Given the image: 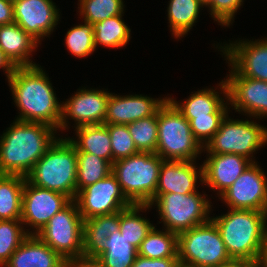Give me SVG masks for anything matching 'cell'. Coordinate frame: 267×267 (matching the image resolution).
Returning <instances> with one entry per match:
<instances>
[{
  "instance_id": "obj_1",
  "label": "cell",
  "mask_w": 267,
  "mask_h": 267,
  "mask_svg": "<svg viewBox=\"0 0 267 267\" xmlns=\"http://www.w3.org/2000/svg\"><path fill=\"white\" fill-rule=\"evenodd\" d=\"M7 82L20 111L15 120L41 122L59 130L62 103L40 64L15 67Z\"/></svg>"
},
{
  "instance_id": "obj_2",
  "label": "cell",
  "mask_w": 267,
  "mask_h": 267,
  "mask_svg": "<svg viewBox=\"0 0 267 267\" xmlns=\"http://www.w3.org/2000/svg\"><path fill=\"white\" fill-rule=\"evenodd\" d=\"M57 133L45 123L14 119L0 135V174L26 177L58 138Z\"/></svg>"
},
{
  "instance_id": "obj_3",
  "label": "cell",
  "mask_w": 267,
  "mask_h": 267,
  "mask_svg": "<svg viewBox=\"0 0 267 267\" xmlns=\"http://www.w3.org/2000/svg\"><path fill=\"white\" fill-rule=\"evenodd\" d=\"M211 220L232 260L256 263L266 235L265 211L229 209Z\"/></svg>"
},
{
  "instance_id": "obj_4",
  "label": "cell",
  "mask_w": 267,
  "mask_h": 267,
  "mask_svg": "<svg viewBox=\"0 0 267 267\" xmlns=\"http://www.w3.org/2000/svg\"><path fill=\"white\" fill-rule=\"evenodd\" d=\"M60 137L36 162L26 176V180L35 186L62 193L71 200H75L77 197V152L67 137L61 135Z\"/></svg>"
},
{
  "instance_id": "obj_5",
  "label": "cell",
  "mask_w": 267,
  "mask_h": 267,
  "mask_svg": "<svg viewBox=\"0 0 267 267\" xmlns=\"http://www.w3.org/2000/svg\"><path fill=\"white\" fill-rule=\"evenodd\" d=\"M162 161L156 153L138 152L112 163V173L132 204H149L153 200Z\"/></svg>"
},
{
  "instance_id": "obj_6",
  "label": "cell",
  "mask_w": 267,
  "mask_h": 267,
  "mask_svg": "<svg viewBox=\"0 0 267 267\" xmlns=\"http://www.w3.org/2000/svg\"><path fill=\"white\" fill-rule=\"evenodd\" d=\"M203 146L192 134L190 122L167 99L158 109L156 154L163 160L196 161Z\"/></svg>"
},
{
  "instance_id": "obj_7",
  "label": "cell",
  "mask_w": 267,
  "mask_h": 267,
  "mask_svg": "<svg viewBox=\"0 0 267 267\" xmlns=\"http://www.w3.org/2000/svg\"><path fill=\"white\" fill-rule=\"evenodd\" d=\"M207 198V194L199 191L155 194L149 205L156 206L161 220L158 222L163 223L164 229L179 234L211 219L212 202Z\"/></svg>"
},
{
  "instance_id": "obj_8",
  "label": "cell",
  "mask_w": 267,
  "mask_h": 267,
  "mask_svg": "<svg viewBox=\"0 0 267 267\" xmlns=\"http://www.w3.org/2000/svg\"><path fill=\"white\" fill-rule=\"evenodd\" d=\"M266 144V126L258 124L256 120L250 121L248 118L233 119L228 113L221 122L219 130L203 147V153L238 154L256 162L255 152Z\"/></svg>"
},
{
  "instance_id": "obj_9",
  "label": "cell",
  "mask_w": 267,
  "mask_h": 267,
  "mask_svg": "<svg viewBox=\"0 0 267 267\" xmlns=\"http://www.w3.org/2000/svg\"><path fill=\"white\" fill-rule=\"evenodd\" d=\"M179 263L190 267H218L232 261L210 219L178 234Z\"/></svg>"
},
{
  "instance_id": "obj_10",
  "label": "cell",
  "mask_w": 267,
  "mask_h": 267,
  "mask_svg": "<svg viewBox=\"0 0 267 267\" xmlns=\"http://www.w3.org/2000/svg\"><path fill=\"white\" fill-rule=\"evenodd\" d=\"M36 235L66 261L83 257V219L72 200Z\"/></svg>"
},
{
  "instance_id": "obj_11",
  "label": "cell",
  "mask_w": 267,
  "mask_h": 267,
  "mask_svg": "<svg viewBox=\"0 0 267 267\" xmlns=\"http://www.w3.org/2000/svg\"><path fill=\"white\" fill-rule=\"evenodd\" d=\"M79 88L61 106V118L59 122V132L69 129V120H74L73 128L84 125L105 124L107 102L110 91L103 88Z\"/></svg>"
},
{
  "instance_id": "obj_12",
  "label": "cell",
  "mask_w": 267,
  "mask_h": 267,
  "mask_svg": "<svg viewBox=\"0 0 267 267\" xmlns=\"http://www.w3.org/2000/svg\"><path fill=\"white\" fill-rule=\"evenodd\" d=\"M75 201L83 220L120 212L132 205L112 172L104 179L81 189Z\"/></svg>"
},
{
  "instance_id": "obj_13",
  "label": "cell",
  "mask_w": 267,
  "mask_h": 267,
  "mask_svg": "<svg viewBox=\"0 0 267 267\" xmlns=\"http://www.w3.org/2000/svg\"><path fill=\"white\" fill-rule=\"evenodd\" d=\"M71 201L62 193L35 186L25 180L21 205V221L25 231L36 234Z\"/></svg>"
},
{
  "instance_id": "obj_14",
  "label": "cell",
  "mask_w": 267,
  "mask_h": 267,
  "mask_svg": "<svg viewBox=\"0 0 267 267\" xmlns=\"http://www.w3.org/2000/svg\"><path fill=\"white\" fill-rule=\"evenodd\" d=\"M226 79L229 107L248 118H267V82L241 76L231 65ZM231 105V106H230Z\"/></svg>"
},
{
  "instance_id": "obj_15",
  "label": "cell",
  "mask_w": 267,
  "mask_h": 267,
  "mask_svg": "<svg viewBox=\"0 0 267 267\" xmlns=\"http://www.w3.org/2000/svg\"><path fill=\"white\" fill-rule=\"evenodd\" d=\"M258 162H252L219 199L230 209L265 211L267 176Z\"/></svg>"
},
{
  "instance_id": "obj_16",
  "label": "cell",
  "mask_w": 267,
  "mask_h": 267,
  "mask_svg": "<svg viewBox=\"0 0 267 267\" xmlns=\"http://www.w3.org/2000/svg\"><path fill=\"white\" fill-rule=\"evenodd\" d=\"M253 40L239 39L223 46L218 43L215 48L241 76L267 82V37Z\"/></svg>"
},
{
  "instance_id": "obj_17",
  "label": "cell",
  "mask_w": 267,
  "mask_h": 267,
  "mask_svg": "<svg viewBox=\"0 0 267 267\" xmlns=\"http://www.w3.org/2000/svg\"><path fill=\"white\" fill-rule=\"evenodd\" d=\"M60 9L52 0H16L13 2L14 22L40 44L60 23ZM60 18V19H59Z\"/></svg>"
},
{
  "instance_id": "obj_18",
  "label": "cell",
  "mask_w": 267,
  "mask_h": 267,
  "mask_svg": "<svg viewBox=\"0 0 267 267\" xmlns=\"http://www.w3.org/2000/svg\"><path fill=\"white\" fill-rule=\"evenodd\" d=\"M168 98H152L143 94L120 95L110 93L105 124L127 125L154 115Z\"/></svg>"
},
{
  "instance_id": "obj_19",
  "label": "cell",
  "mask_w": 267,
  "mask_h": 267,
  "mask_svg": "<svg viewBox=\"0 0 267 267\" xmlns=\"http://www.w3.org/2000/svg\"><path fill=\"white\" fill-rule=\"evenodd\" d=\"M196 161L163 160L159 170L155 194H189L198 191V183L203 186V165Z\"/></svg>"
},
{
  "instance_id": "obj_20",
  "label": "cell",
  "mask_w": 267,
  "mask_h": 267,
  "mask_svg": "<svg viewBox=\"0 0 267 267\" xmlns=\"http://www.w3.org/2000/svg\"><path fill=\"white\" fill-rule=\"evenodd\" d=\"M203 165V185L216 191L219 197L252 163L238 154H207Z\"/></svg>"
},
{
  "instance_id": "obj_21",
  "label": "cell",
  "mask_w": 267,
  "mask_h": 267,
  "mask_svg": "<svg viewBox=\"0 0 267 267\" xmlns=\"http://www.w3.org/2000/svg\"><path fill=\"white\" fill-rule=\"evenodd\" d=\"M213 88L214 87L204 88L194 93L192 92L188 98L183 99V102L176 101V99L171 96L167 98L185 118L226 116L230 111V107L228 106L227 85L225 80H221L218 86L215 87L216 89ZM217 89H219L220 92H218ZM219 94H222L223 97Z\"/></svg>"
},
{
  "instance_id": "obj_22",
  "label": "cell",
  "mask_w": 267,
  "mask_h": 267,
  "mask_svg": "<svg viewBox=\"0 0 267 267\" xmlns=\"http://www.w3.org/2000/svg\"><path fill=\"white\" fill-rule=\"evenodd\" d=\"M66 260L36 234H29L3 267H65Z\"/></svg>"
},
{
  "instance_id": "obj_23",
  "label": "cell",
  "mask_w": 267,
  "mask_h": 267,
  "mask_svg": "<svg viewBox=\"0 0 267 267\" xmlns=\"http://www.w3.org/2000/svg\"><path fill=\"white\" fill-rule=\"evenodd\" d=\"M38 45L41 44L15 22L0 25V48L15 67L38 65L32 60Z\"/></svg>"
},
{
  "instance_id": "obj_24",
  "label": "cell",
  "mask_w": 267,
  "mask_h": 267,
  "mask_svg": "<svg viewBox=\"0 0 267 267\" xmlns=\"http://www.w3.org/2000/svg\"><path fill=\"white\" fill-rule=\"evenodd\" d=\"M119 230V212L83 220V257L96 258L109 235Z\"/></svg>"
},
{
  "instance_id": "obj_25",
  "label": "cell",
  "mask_w": 267,
  "mask_h": 267,
  "mask_svg": "<svg viewBox=\"0 0 267 267\" xmlns=\"http://www.w3.org/2000/svg\"><path fill=\"white\" fill-rule=\"evenodd\" d=\"M76 137H67L76 152H87L113 163L111 139L107 124L84 125L74 129ZM77 138V139H76Z\"/></svg>"
},
{
  "instance_id": "obj_26",
  "label": "cell",
  "mask_w": 267,
  "mask_h": 267,
  "mask_svg": "<svg viewBox=\"0 0 267 267\" xmlns=\"http://www.w3.org/2000/svg\"><path fill=\"white\" fill-rule=\"evenodd\" d=\"M167 16L170 32L174 38L181 39L197 23L199 13L205 7L200 0H170ZM202 8V9H201ZM181 37V38H180Z\"/></svg>"
},
{
  "instance_id": "obj_27",
  "label": "cell",
  "mask_w": 267,
  "mask_h": 267,
  "mask_svg": "<svg viewBox=\"0 0 267 267\" xmlns=\"http://www.w3.org/2000/svg\"><path fill=\"white\" fill-rule=\"evenodd\" d=\"M151 208L149 204H132L119 212V231L137 250L154 226L149 219H145L139 213Z\"/></svg>"
},
{
  "instance_id": "obj_28",
  "label": "cell",
  "mask_w": 267,
  "mask_h": 267,
  "mask_svg": "<svg viewBox=\"0 0 267 267\" xmlns=\"http://www.w3.org/2000/svg\"><path fill=\"white\" fill-rule=\"evenodd\" d=\"M25 180L20 175L0 174V220L21 219Z\"/></svg>"
},
{
  "instance_id": "obj_29",
  "label": "cell",
  "mask_w": 267,
  "mask_h": 267,
  "mask_svg": "<svg viewBox=\"0 0 267 267\" xmlns=\"http://www.w3.org/2000/svg\"><path fill=\"white\" fill-rule=\"evenodd\" d=\"M137 255L138 250L118 230L109 235L95 259L102 267H132Z\"/></svg>"
},
{
  "instance_id": "obj_30",
  "label": "cell",
  "mask_w": 267,
  "mask_h": 267,
  "mask_svg": "<svg viewBox=\"0 0 267 267\" xmlns=\"http://www.w3.org/2000/svg\"><path fill=\"white\" fill-rule=\"evenodd\" d=\"M124 13L93 24L95 48H121L131 39V29L123 20Z\"/></svg>"
},
{
  "instance_id": "obj_31",
  "label": "cell",
  "mask_w": 267,
  "mask_h": 267,
  "mask_svg": "<svg viewBox=\"0 0 267 267\" xmlns=\"http://www.w3.org/2000/svg\"><path fill=\"white\" fill-rule=\"evenodd\" d=\"M178 234L166 229L160 230L156 225L148 232L146 238L141 242L138 255L150 258L161 259L178 257Z\"/></svg>"
},
{
  "instance_id": "obj_32",
  "label": "cell",
  "mask_w": 267,
  "mask_h": 267,
  "mask_svg": "<svg viewBox=\"0 0 267 267\" xmlns=\"http://www.w3.org/2000/svg\"><path fill=\"white\" fill-rule=\"evenodd\" d=\"M112 172V165L101 157L87 152H77V193Z\"/></svg>"
},
{
  "instance_id": "obj_33",
  "label": "cell",
  "mask_w": 267,
  "mask_h": 267,
  "mask_svg": "<svg viewBox=\"0 0 267 267\" xmlns=\"http://www.w3.org/2000/svg\"><path fill=\"white\" fill-rule=\"evenodd\" d=\"M139 152L156 153L158 141V111L149 117L127 124Z\"/></svg>"
},
{
  "instance_id": "obj_34",
  "label": "cell",
  "mask_w": 267,
  "mask_h": 267,
  "mask_svg": "<svg viewBox=\"0 0 267 267\" xmlns=\"http://www.w3.org/2000/svg\"><path fill=\"white\" fill-rule=\"evenodd\" d=\"M78 6L81 18L91 24L125 13L123 0H78Z\"/></svg>"
},
{
  "instance_id": "obj_35",
  "label": "cell",
  "mask_w": 267,
  "mask_h": 267,
  "mask_svg": "<svg viewBox=\"0 0 267 267\" xmlns=\"http://www.w3.org/2000/svg\"><path fill=\"white\" fill-rule=\"evenodd\" d=\"M28 235L21 219L0 220V267L9 261Z\"/></svg>"
},
{
  "instance_id": "obj_36",
  "label": "cell",
  "mask_w": 267,
  "mask_h": 267,
  "mask_svg": "<svg viewBox=\"0 0 267 267\" xmlns=\"http://www.w3.org/2000/svg\"><path fill=\"white\" fill-rule=\"evenodd\" d=\"M71 27L65 35V45L73 56L85 58L95 52L93 24L83 21Z\"/></svg>"
},
{
  "instance_id": "obj_37",
  "label": "cell",
  "mask_w": 267,
  "mask_h": 267,
  "mask_svg": "<svg viewBox=\"0 0 267 267\" xmlns=\"http://www.w3.org/2000/svg\"><path fill=\"white\" fill-rule=\"evenodd\" d=\"M111 139L113 162L138 153L127 125L107 124Z\"/></svg>"
},
{
  "instance_id": "obj_38",
  "label": "cell",
  "mask_w": 267,
  "mask_h": 267,
  "mask_svg": "<svg viewBox=\"0 0 267 267\" xmlns=\"http://www.w3.org/2000/svg\"><path fill=\"white\" fill-rule=\"evenodd\" d=\"M226 116H202L186 118L190 122L192 134L204 147L219 130L221 122Z\"/></svg>"
},
{
  "instance_id": "obj_39",
  "label": "cell",
  "mask_w": 267,
  "mask_h": 267,
  "mask_svg": "<svg viewBox=\"0 0 267 267\" xmlns=\"http://www.w3.org/2000/svg\"><path fill=\"white\" fill-rule=\"evenodd\" d=\"M244 0H212L207 6L209 14L218 25L229 27L235 13L243 6Z\"/></svg>"
},
{
  "instance_id": "obj_40",
  "label": "cell",
  "mask_w": 267,
  "mask_h": 267,
  "mask_svg": "<svg viewBox=\"0 0 267 267\" xmlns=\"http://www.w3.org/2000/svg\"><path fill=\"white\" fill-rule=\"evenodd\" d=\"M178 264V257L150 259L137 255L132 267H177Z\"/></svg>"
},
{
  "instance_id": "obj_41",
  "label": "cell",
  "mask_w": 267,
  "mask_h": 267,
  "mask_svg": "<svg viewBox=\"0 0 267 267\" xmlns=\"http://www.w3.org/2000/svg\"><path fill=\"white\" fill-rule=\"evenodd\" d=\"M14 23L13 2L0 0V25Z\"/></svg>"
},
{
  "instance_id": "obj_42",
  "label": "cell",
  "mask_w": 267,
  "mask_h": 267,
  "mask_svg": "<svg viewBox=\"0 0 267 267\" xmlns=\"http://www.w3.org/2000/svg\"><path fill=\"white\" fill-rule=\"evenodd\" d=\"M65 267H102L95 258H76L66 261Z\"/></svg>"
},
{
  "instance_id": "obj_43",
  "label": "cell",
  "mask_w": 267,
  "mask_h": 267,
  "mask_svg": "<svg viewBox=\"0 0 267 267\" xmlns=\"http://www.w3.org/2000/svg\"><path fill=\"white\" fill-rule=\"evenodd\" d=\"M0 69L3 70L4 74H6L7 77L6 79H8L15 70V66L4 55L3 50L1 48H0Z\"/></svg>"
},
{
  "instance_id": "obj_44",
  "label": "cell",
  "mask_w": 267,
  "mask_h": 267,
  "mask_svg": "<svg viewBox=\"0 0 267 267\" xmlns=\"http://www.w3.org/2000/svg\"><path fill=\"white\" fill-rule=\"evenodd\" d=\"M256 264L259 267H267V233L265 235L264 242L261 246V250L259 252Z\"/></svg>"
},
{
  "instance_id": "obj_45",
  "label": "cell",
  "mask_w": 267,
  "mask_h": 267,
  "mask_svg": "<svg viewBox=\"0 0 267 267\" xmlns=\"http://www.w3.org/2000/svg\"><path fill=\"white\" fill-rule=\"evenodd\" d=\"M251 262L243 260H232L231 262L218 267H248Z\"/></svg>"
},
{
  "instance_id": "obj_46",
  "label": "cell",
  "mask_w": 267,
  "mask_h": 267,
  "mask_svg": "<svg viewBox=\"0 0 267 267\" xmlns=\"http://www.w3.org/2000/svg\"><path fill=\"white\" fill-rule=\"evenodd\" d=\"M212 0H200V2L206 7Z\"/></svg>"
},
{
  "instance_id": "obj_47",
  "label": "cell",
  "mask_w": 267,
  "mask_h": 267,
  "mask_svg": "<svg viewBox=\"0 0 267 267\" xmlns=\"http://www.w3.org/2000/svg\"><path fill=\"white\" fill-rule=\"evenodd\" d=\"M265 216H266V233H267V207H266V210H265Z\"/></svg>"
},
{
  "instance_id": "obj_48",
  "label": "cell",
  "mask_w": 267,
  "mask_h": 267,
  "mask_svg": "<svg viewBox=\"0 0 267 267\" xmlns=\"http://www.w3.org/2000/svg\"><path fill=\"white\" fill-rule=\"evenodd\" d=\"M248 267H259L256 263H251Z\"/></svg>"
},
{
  "instance_id": "obj_49",
  "label": "cell",
  "mask_w": 267,
  "mask_h": 267,
  "mask_svg": "<svg viewBox=\"0 0 267 267\" xmlns=\"http://www.w3.org/2000/svg\"><path fill=\"white\" fill-rule=\"evenodd\" d=\"M177 267H190V266L182 265L179 263Z\"/></svg>"
}]
</instances>
